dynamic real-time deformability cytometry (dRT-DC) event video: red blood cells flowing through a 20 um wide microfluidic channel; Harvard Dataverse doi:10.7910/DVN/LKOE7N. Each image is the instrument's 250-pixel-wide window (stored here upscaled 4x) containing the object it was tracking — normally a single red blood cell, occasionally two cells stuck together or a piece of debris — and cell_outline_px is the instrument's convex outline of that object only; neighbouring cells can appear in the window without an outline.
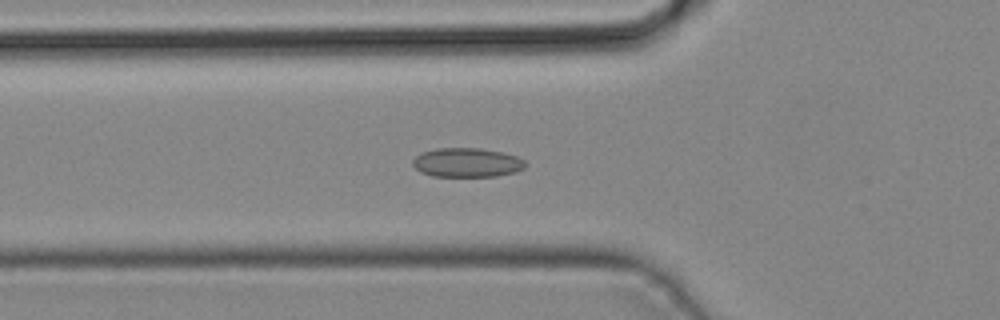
{"species": "common noctule bat (a hibernating species)", "species_latin": "Nyctalus noctula", "temperature_condition": "cold", "stored_images_in_passage": 42, "camera_frame_rate_fps": 3000, "um_per_image_px": 0.085, "animal": {"sex": "male", "body_mass_g": 19.2, "forearm_length_mm": 51.8}, "frame": {"image": 1, "passage_image": 14, "time_ms": 4.333, "image_size_px": [1000, 320], "cell_outline_px": [[524, 168], [516, 172], [496, 176], [432, 176], [420, 172], [412, 164], [412, 160], [420, 152], [436, 148], [480, 148], [504, 152], [516, 156], [524, 160]], "centroid_in_image_um": [39.66, 13.81], "position_along_channel_um": 86.1, "area_um2": 19.25}}
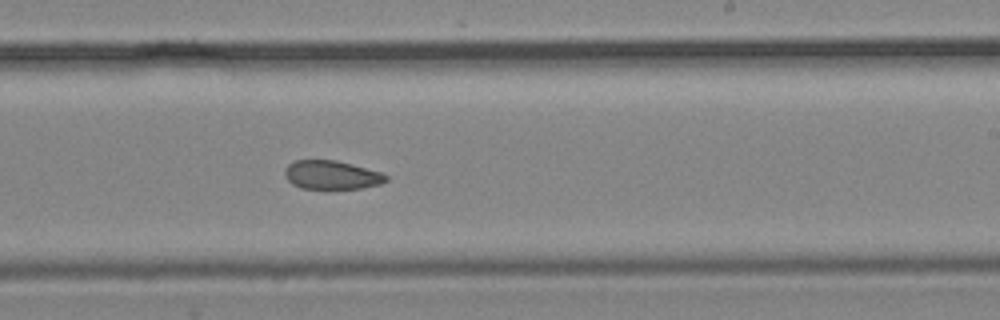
{"frame": {"image": 2, "passage_image": 25, "time_ms": 8.0, "image_size_px": [1000, 320], "cell_outline_px": [[388, 180], [380, 184], [360, 188], [300, 188], [292, 184], [284, 176], [284, 172], [288, 164], [296, 160], [336, 160], [352, 164], [380, 172], [388, 176]], "centroid_in_image_um": [28.17, 14.86], "position_along_channel_um": 260.8, "area_um2": 16.82}}
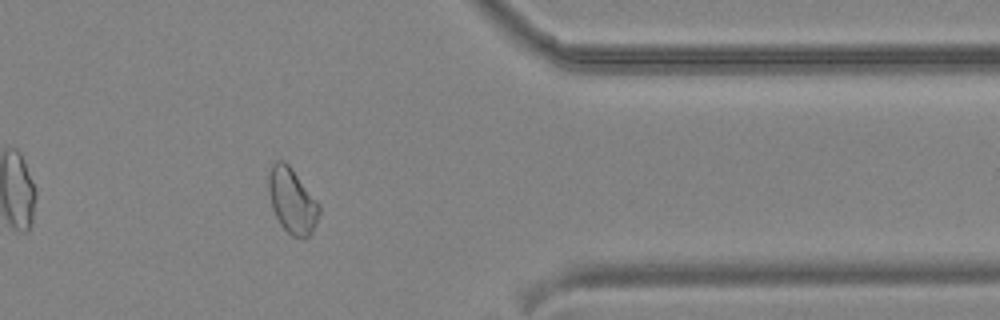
{"frame": {"image": 3, "passage_image": 34, "time_ms": 11.0, "image_size_px": [1000, 320], "cell_outline_px": [[320, 212], [316, 224], [312, 232], [304, 240], [292, 236], [280, 224], [272, 208], [268, 192], [268, 176], [272, 164], [276, 160], [284, 160], [292, 168], [320, 204]], "centroid_in_image_um": [24.83, 17.07], "position_along_channel_um": 386.6, "area_um2": 19.42}}